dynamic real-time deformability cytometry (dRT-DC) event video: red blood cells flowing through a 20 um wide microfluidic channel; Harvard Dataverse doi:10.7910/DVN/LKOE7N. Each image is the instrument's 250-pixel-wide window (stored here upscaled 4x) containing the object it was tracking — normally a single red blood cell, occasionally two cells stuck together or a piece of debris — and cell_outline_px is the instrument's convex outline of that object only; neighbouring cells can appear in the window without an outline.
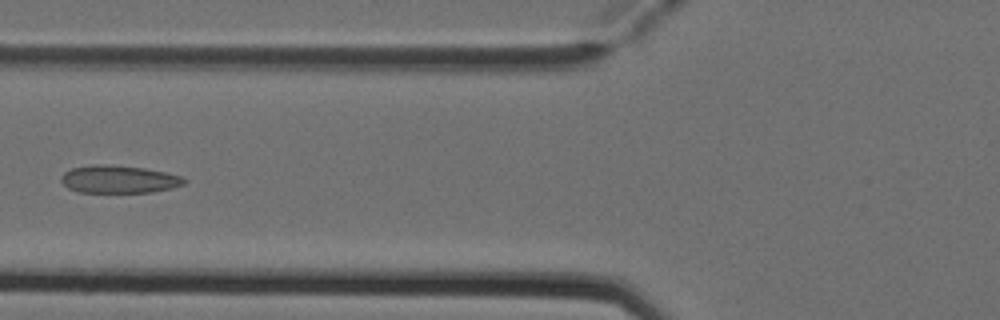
{"species": "Egyptian fruit bat (a non-hibernating species)", "species_latin": "Rousettus aegyptiacus", "temperature_condition": "cold", "stored_images_in_passage": 6, "camera_frame_rate_fps": 3000, "um_per_image_px": 0.085, "animal": {"sex": "female"}, "frame": {"image": 1, "passage_image": 5, "time_ms": 1.333, "image_size_px": [1000, 320], "cell_outline_px": [[188, 180], [184, 184], [172, 188], [152, 192], [76, 192], [68, 188], [60, 180], [60, 176], [64, 172], [72, 168], [92, 164], [112, 164], [144, 168], [164, 172], [180, 176]], "centroid_in_image_um": [10.07, 15.23], "position_along_channel_um": 115.7, "area_um2": 20.0}}
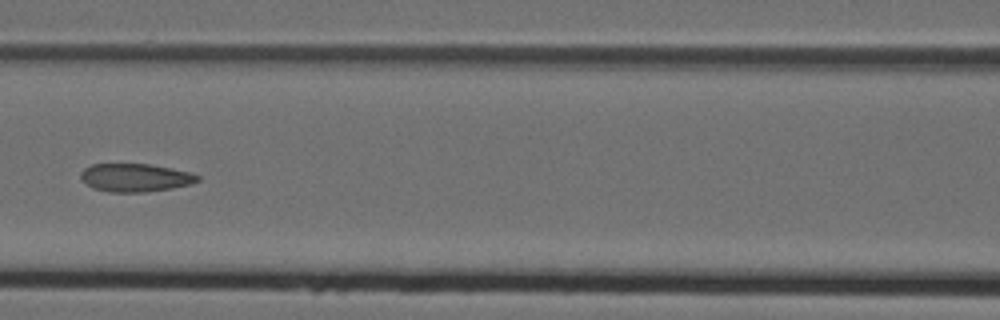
{"frame": {"image": 2, "passage_image": 6, "time_ms": 1.667, "image_size_px": [1000, 320], "cell_outline_px": [[200, 180], [192, 184], [144, 192], [108, 192], [92, 188], [80, 176], [80, 172], [84, 168], [92, 164], [148, 164], [188, 172], [200, 176]], "centroid_in_image_um": [11.47, 15.1], "position_along_channel_um": 155.1, "area_um2": 18.9}}